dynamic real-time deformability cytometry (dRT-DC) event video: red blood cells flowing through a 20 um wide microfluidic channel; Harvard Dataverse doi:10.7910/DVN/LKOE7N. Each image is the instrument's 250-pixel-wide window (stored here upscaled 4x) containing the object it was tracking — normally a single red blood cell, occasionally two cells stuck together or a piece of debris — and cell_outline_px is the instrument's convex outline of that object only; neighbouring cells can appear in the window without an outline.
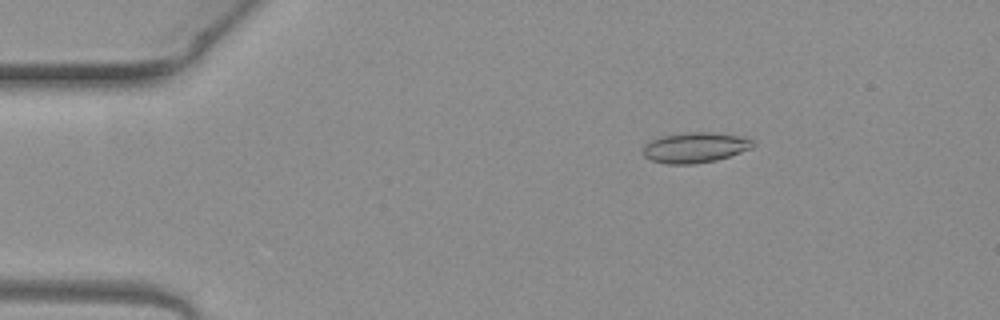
{"species": "common noctule bat (a hibernating species)", "species_latin": "Nyctalus noctula", "temperature_condition": "warm", "stored_images_in_passage": 3, "camera_frame_rate_fps": 3000, "um_per_image_px": 0.085, "animal": {"sex": "female", "body_mass_g": 19.3, "forearm_length_mm": 54.1}, "frame": {"image": 1, "passage_image": 1, "time_ms": 0.0, "image_size_px": [1000, 320], "cell_outline_px": [[756, 144], [752, 148], [716, 160], [696, 164], [668, 164], [652, 160], [644, 156], [644, 144], [660, 136], [688, 132], [708, 132], [744, 136], [752, 140]], "centroid_in_image_um": [59.1, 12.53], "position_along_channel_um": 25.9, "area_um2": 19.42}}
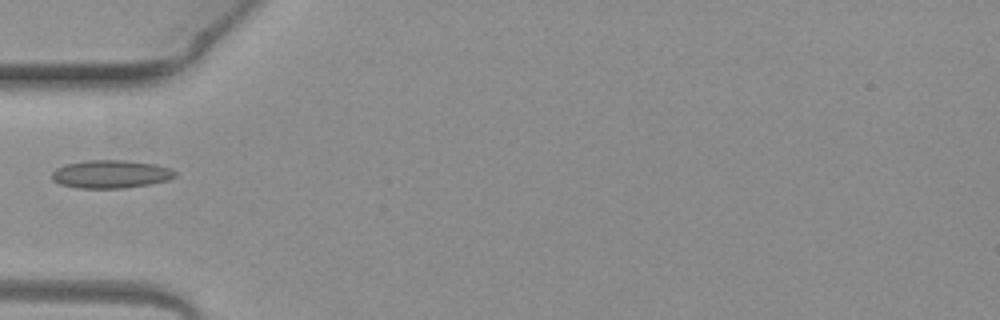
{"frame": {"image": 2, "passage_image": 3, "time_ms": 0.667, "image_size_px": [1000, 320], "cell_outline_px": [[176, 176], [168, 180], [152, 184], [124, 188], [76, 188], [60, 184], [52, 180], [52, 172], [56, 168], [64, 164], [88, 160], [124, 160], [156, 164], [168, 168], [176, 172]], "centroid_in_image_um": [9.4, 14.8], "position_along_channel_um": 75.6, "area_um2": 20.29}}